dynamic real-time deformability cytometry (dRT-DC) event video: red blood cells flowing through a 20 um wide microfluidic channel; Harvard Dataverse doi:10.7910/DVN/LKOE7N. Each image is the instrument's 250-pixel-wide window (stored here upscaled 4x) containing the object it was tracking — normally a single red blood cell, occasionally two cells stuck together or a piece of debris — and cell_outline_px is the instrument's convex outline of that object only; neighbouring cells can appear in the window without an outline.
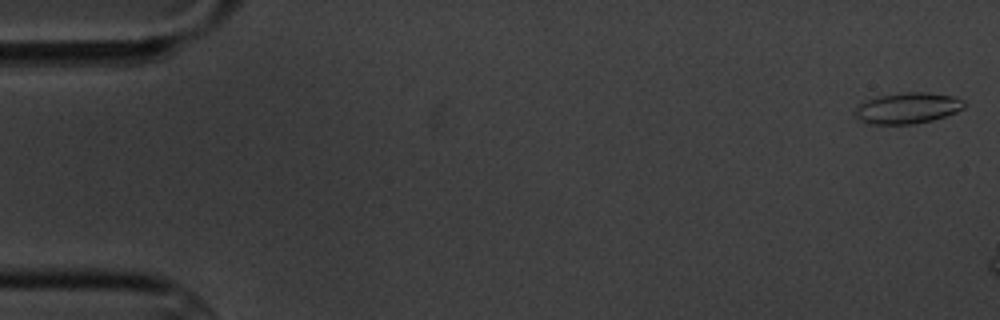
{"species": "common noctule bat (a hibernating species)", "species_latin": "Nyctalus noctula", "temperature_condition": "cold", "stored_images_in_passage": 3, "camera_frame_rate_fps": 3000, "um_per_image_px": 0.085, "animal": {"sex": "male", "body_mass_g": 20.1, "forearm_length_mm": 53.5}, "frame": {"image": 1, "passage_image": 1, "time_ms": 0.0, "image_size_px": [1000, 320], "cell_outline_px": [[964, 108], [956, 112], [932, 120], [916, 124], [864, 124], [852, 112], [856, 104], [864, 100], [880, 96], [908, 92], [924, 92], [952, 96], [964, 100]], "centroid_in_image_um": [77.07, 9.2], "position_along_channel_um": 7.9, "area_um2": 19.88}}